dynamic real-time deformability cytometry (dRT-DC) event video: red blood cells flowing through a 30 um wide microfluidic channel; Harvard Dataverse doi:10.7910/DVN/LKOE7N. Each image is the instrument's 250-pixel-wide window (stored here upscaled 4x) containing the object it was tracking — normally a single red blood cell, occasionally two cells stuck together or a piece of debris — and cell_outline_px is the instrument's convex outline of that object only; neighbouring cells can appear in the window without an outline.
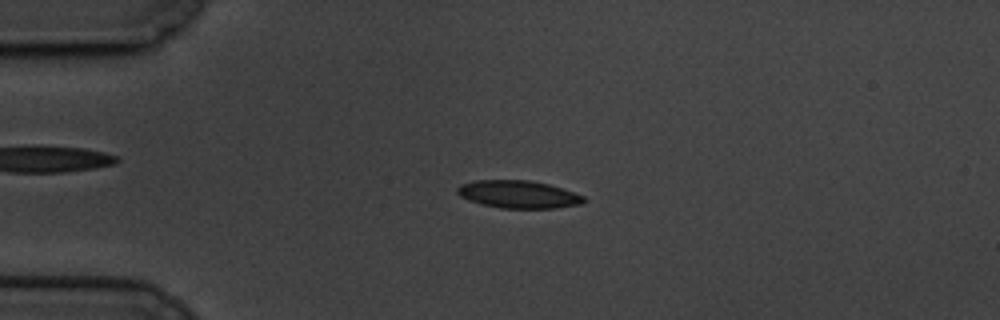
{"species": "common noctule bat (a hibernating species)", "species_latin": "Nyctalus noctula", "temperature_condition": "cold", "stored_images_in_passage": 59, "camera_frame_rate_fps": 3000, "um_per_image_px": 0.085, "animal": {"sex": "male", "body_mass_g": 19.5, "forearm_length_mm": 54.6}, "frame": {"image": 1, "passage_image": 14, "time_ms": 4.333, "image_size_px": [1000, 320], "cell_outline_px": [[588, 200], [580, 204], [556, 208], [500, 208], [468, 200], [460, 196], [456, 192], [456, 188], [460, 184], [476, 180], [528, 180], [548, 184], [584, 196]], "centroid_in_image_um": [44.04, 16.52], "position_along_channel_um": 41.0, "area_um2": 20.29}}
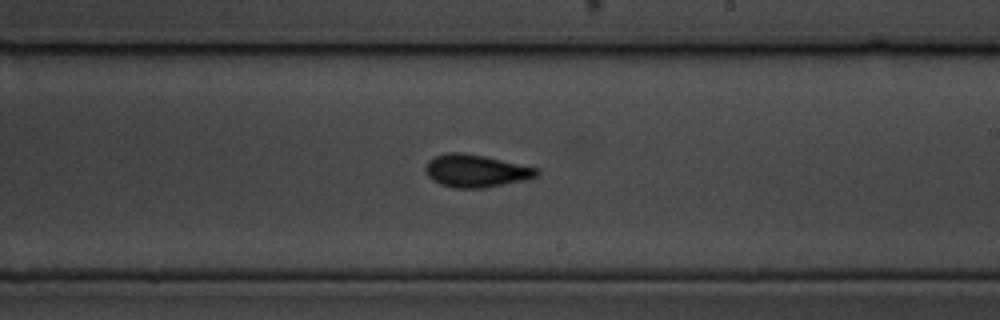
{"frame": {"image": 2, "passage_image": 35, "time_ms": 11.333, "image_size_px": [1000, 320], "cell_outline_px": [[540, 176], [524, 180], [484, 188], [456, 188], [440, 184], [432, 180], [424, 172], [424, 168], [428, 160], [436, 156], [448, 152], [460, 152], [484, 156], [540, 168]], "centroid_in_image_um": [40.46, 14.52], "position_along_channel_um": 248.5, "area_um2": 21.33}}
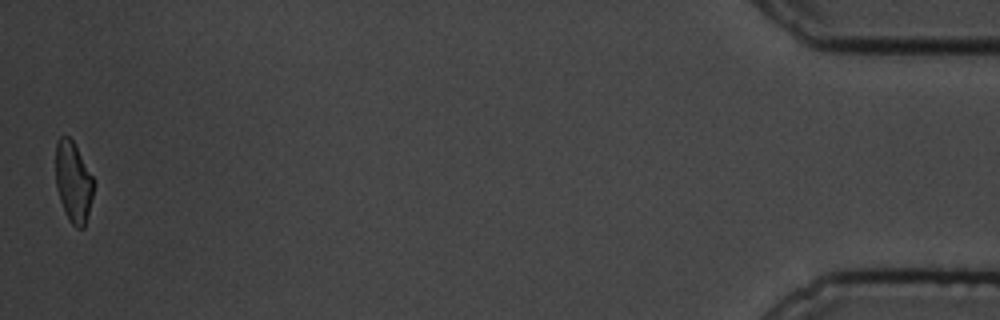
{"frame": {"image": 3, "passage_image": 59, "time_ms": 19.333, "image_size_px": [1000, 320], "cell_outline_px": [[92, 196], [84, 228], [76, 228], [68, 220], [60, 200], [56, 188], [56, 140], [60, 136], [68, 136], [72, 140], [92, 176]], "centroid_in_image_um": [6.2, 15.47], "position_along_channel_um": 429.0, "area_um2": 17.46}, "authors_computed_cell_mechanics": {"area_um2": 19.8254, "velocity_mm_per_s": 3.3706, "shape_relaxation_time_tau1_ms": 3.4557, "shape_relaxation_time_tau2_ms": 2.6032, "deformation_change_tau1": 0.1113, "deformation_change_tau2": 0.069}}